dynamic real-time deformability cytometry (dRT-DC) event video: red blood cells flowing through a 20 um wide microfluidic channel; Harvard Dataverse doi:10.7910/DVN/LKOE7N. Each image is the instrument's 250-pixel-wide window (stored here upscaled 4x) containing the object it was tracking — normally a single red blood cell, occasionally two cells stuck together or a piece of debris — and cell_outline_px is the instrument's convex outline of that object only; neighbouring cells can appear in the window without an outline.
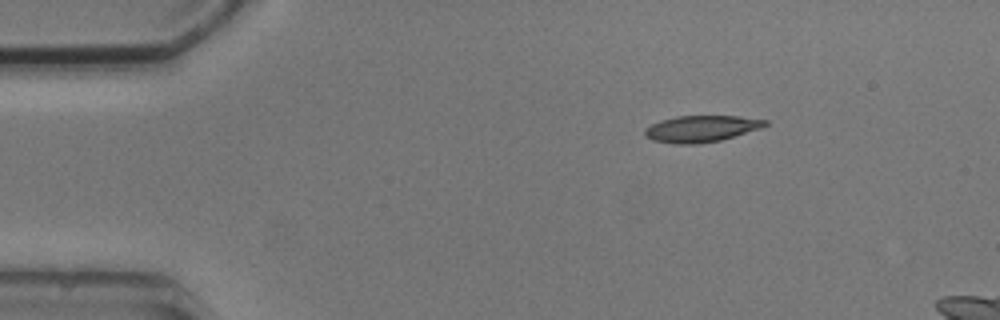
{"species": "common noctule bat (a hibernating species)", "species_latin": "Nyctalus noctula", "temperature_condition": "cold", "stored_images_in_passage": 3, "camera_frame_rate_fps": 3000, "um_per_image_px": 0.085, "animal": {"sex": "male", "body_mass_g": 20.5, "forearm_length_mm": 52.5}, "frame": {"image": 1, "passage_image": 1, "time_ms": 0.0, "image_size_px": [1000, 320], "cell_outline_px": [[768, 124], [760, 128], [720, 140], [696, 144], [676, 144], [652, 140], [644, 136], [644, 128], [660, 120], [676, 116], [740, 116], [768, 120]], "centroid_in_image_um": [59.57, 10.94], "position_along_channel_um": 25.4, "area_um2": 18.55}}